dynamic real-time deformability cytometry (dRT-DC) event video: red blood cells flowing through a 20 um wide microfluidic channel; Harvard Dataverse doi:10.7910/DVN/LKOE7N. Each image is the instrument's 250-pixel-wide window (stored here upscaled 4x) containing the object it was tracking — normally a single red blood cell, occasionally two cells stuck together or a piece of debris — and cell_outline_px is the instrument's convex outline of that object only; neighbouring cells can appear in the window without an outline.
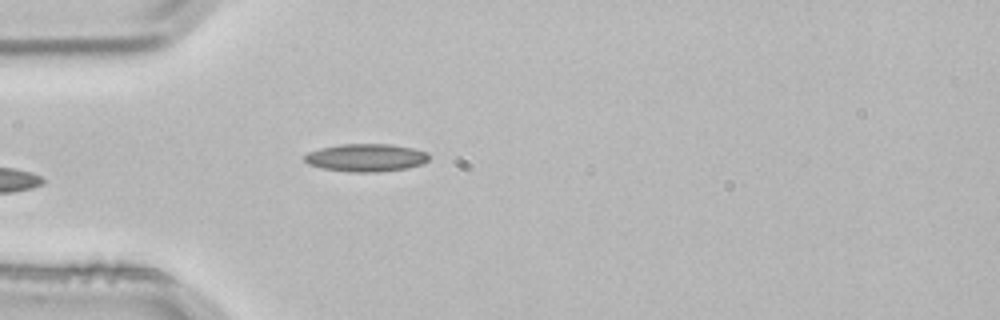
{"species": "common noctule bat (a hibernating species)", "species_latin": "Nyctalus noctula", "temperature_condition": "room temperature", "stored_images_in_passage": 3, "camera_frame_rate_fps": 3000, "um_per_image_px": 0.085, "animal": {"sex": "male", "body_mass_g": 21.5, "forearm_length_mm": 52.0}, "frame": {"image": 1, "passage_image": 3, "time_ms": 0.667, "image_size_px": [1000, 320], "cell_outline_px": [[428, 160], [420, 164], [404, 168], [376, 172], [352, 172], [324, 168], [308, 164], [304, 160], [304, 156], [308, 152], [320, 148], [340, 144], [388, 144], [412, 148], [428, 152]], "centroid_in_image_um": [31.08, 13.39], "position_along_channel_um": 53.9, "area_um2": 19.88}}